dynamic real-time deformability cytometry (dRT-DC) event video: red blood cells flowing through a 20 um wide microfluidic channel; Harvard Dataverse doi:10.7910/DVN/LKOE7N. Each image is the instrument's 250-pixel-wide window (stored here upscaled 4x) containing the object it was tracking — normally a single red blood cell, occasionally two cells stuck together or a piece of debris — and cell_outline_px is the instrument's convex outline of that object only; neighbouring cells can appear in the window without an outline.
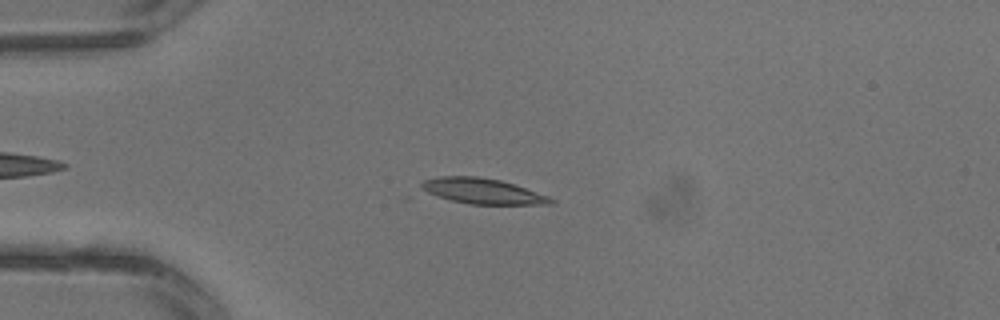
{"species": "common noctule bat (a hibernating species)", "species_latin": "Nyctalus noctula", "temperature_condition": "warm", "stored_images_in_passage": 2, "camera_frame_rate_fps": 3000, "um_per_image_px": 0.085, "animal": {"sex": "male", "body_mass_g": 13.3}, "frame": {"image": 1, "passage_image": 2, "time_ms": 0.333, "image_size_px": [1000, 320], "cell_outline_px": [[556, 204], [468, 204], [416, 192], [420, 184], [424, 180], [440, 176], [476, 176], [500, 180], [548, 196], [556, 200]], "centroid_in_image_um": [40.88, 16.25], "position_along_channel_um": 44.1, "area_um2": 19.54}}